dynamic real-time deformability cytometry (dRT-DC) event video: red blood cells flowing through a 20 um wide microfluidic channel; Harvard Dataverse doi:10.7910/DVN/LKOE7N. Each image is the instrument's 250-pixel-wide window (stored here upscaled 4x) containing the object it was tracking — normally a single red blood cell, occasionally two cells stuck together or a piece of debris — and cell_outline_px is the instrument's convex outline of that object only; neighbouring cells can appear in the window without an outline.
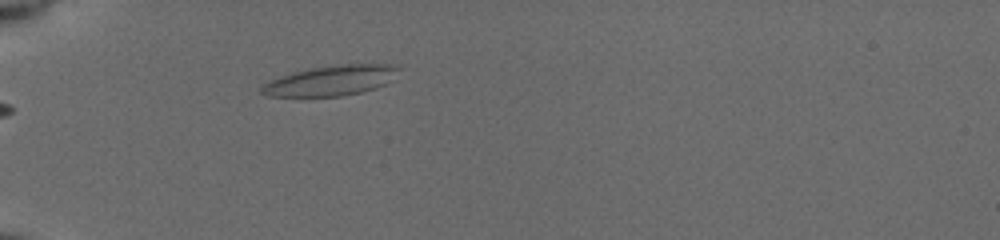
{"species": "common noctule bat (a hibernating species)", "species_latin": "Nyctalus noctula", "temperature_condition": "cold", "stored_images_in_passage": 6, "camera_frame_rate_fps": 3000, "um_per_image_px": 0.085, "animal": {"sex": "female", "body_mass_g": 19.5, "forearm_length_mm": 54.1}, "frame": {"image": 1, "passage_image": 2, "time_ms": 0.333, "image_size_px": [1000, 240], "cell_outline_px": [[396, 68], [384, 84], [376, 88], [360, 92], [340, 96], [268, 96], [260, 92], [260, 88], [264, 84], [272, 80], [292, 72], [312, 68], [344, 64], [388, 64]], "centroid_in_image_um": [28.02, 6.86], "position_along_channel_um": 57.0, "area_um2": 23.18}}